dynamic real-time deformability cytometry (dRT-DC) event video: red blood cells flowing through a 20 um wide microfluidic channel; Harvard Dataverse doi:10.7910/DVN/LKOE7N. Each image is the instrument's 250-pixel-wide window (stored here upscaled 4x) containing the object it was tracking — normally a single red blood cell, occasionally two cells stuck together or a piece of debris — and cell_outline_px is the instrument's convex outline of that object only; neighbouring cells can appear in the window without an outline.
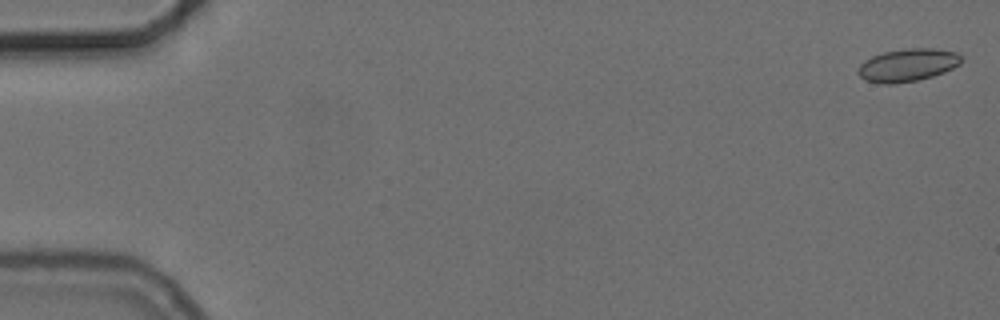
{"species": "common noctule bat (a hibernating species)", "species_latin": "Nyctalus noctula", "temperature_condition": "cold", "stored_images_in_passage": 55, "camera_frame_rate_fps": 3000, "um_per_image_px": 0.085, "animal": {"sex": "female", "body_mass_g": 24.6, "forearm_length_mm": 56.2}, "frame": {"image": 1, "passage_image": 1, "time_ms": 0.0, "image_size_px": [1000, 320], "cell_outline_px": [[960, 64], [944, 72], [932, 76], [916, 80], [892, 84], [884, 84], [864, 80], [856, 72], [860, 64], [864, 60], [872, 56], [884, 52], [904, 48], [936, 48], [956, 52], [960, 56]], "centroid_in_image_um": [77.11, 5.52], "position_along_channel_um": 7.9, "area_um2": 19.71}}
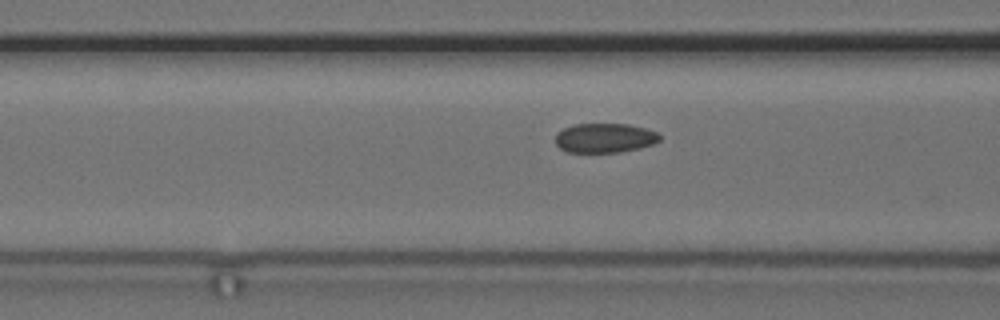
{"frame": {"image": 2, "passage_image": 22, "time_ms": 7.0, "image_size_px": [1000, 320], "cell_outline_px": [[660, 140], [652, 144], [640, 148], [620, 152], [568, 152], [560, 148], [556, 144], [556, 132], [564, 128], [576, 124], [628, 124], [644, 128], [656, 132], [660, 136]], "centroid_in_image_um": [51.39, 11.73], "position_along_channel_um": 115.2, "area_um2": 17.8}}
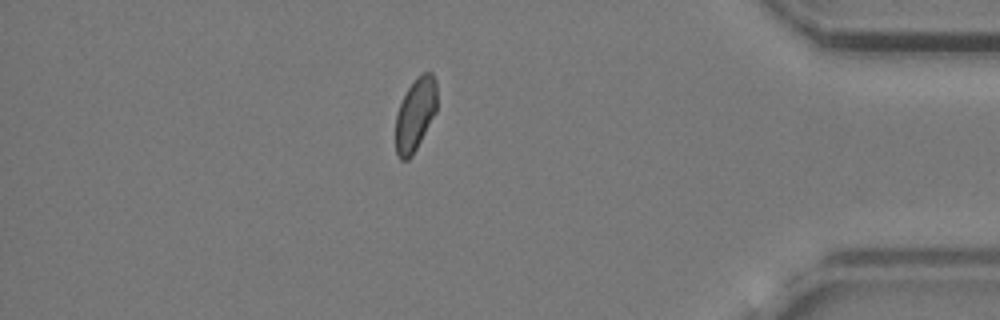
{"frame": {"image": 3, "passage_image": 48, "time_ms": 15.667, "image_size_px": [1000, 320], "cell_outline_px": [[436, 112], [412, 156], [408, 160], [400, 160], [396, 156], [396, 112], [408, 88], [416, 76], [424, 72], [432, 72], [436, 80]], "centroid_in_image_um": [35.29, 9.72], "position_along_channel_um": 399.9, "area_um2": 17.57}, "authors_computed_cell_mechanics": {"area_um2": 18.6116, "velocity_mm_per_s": 3.7113, "shape_relaxation_time_tau1_ms": null, "shape_relaxation_time_tau2_ms": 1.4724, "deformation_change_tau1": null, "deformation_change_tau2": 0.0627}}